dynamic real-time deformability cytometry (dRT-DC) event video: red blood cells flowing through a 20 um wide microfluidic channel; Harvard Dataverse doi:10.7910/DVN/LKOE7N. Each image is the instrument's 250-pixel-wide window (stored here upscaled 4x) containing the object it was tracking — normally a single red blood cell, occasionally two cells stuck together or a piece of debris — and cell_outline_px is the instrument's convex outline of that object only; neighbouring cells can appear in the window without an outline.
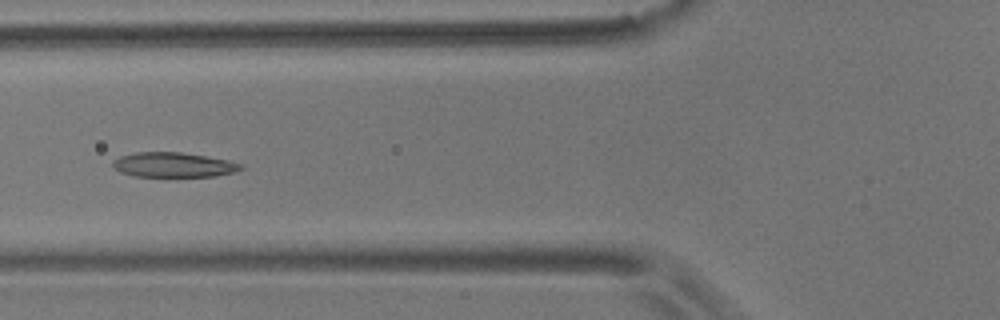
{"species": "common noctule bat (a hibernating species)", "species_latin": "Nyctalus noctula", "temperature_condition": "room temperature", "stored_images_in_passage": 8, "camera_frame_rate_fps": 3000, "um_per_image_px": 0.085, "animal": {"sex": "male", "body_mass_g": 17.9}, "frame": {"image": 1, "passage_image": 4, "time_ms": 3.667, "image_size_px": [1000, 320], "cell_outline_px": [[244, 168], [232, 172], [216, 176], [132, 176], [120, 172], [112, 168], [112, 160], [120, 156], [136, 152], [180, 152], [228, 160], [244, 164]], "centroid_in_image_um": [14.7, 14.01], "position_along_channel_um": 111.1, "area_um2": 18.5}}
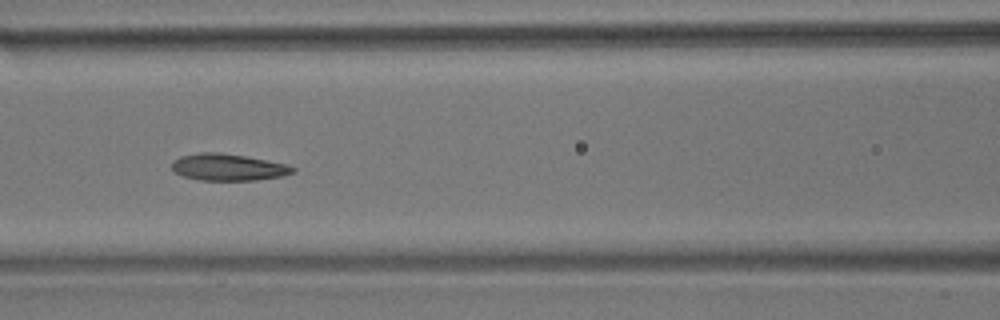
{"frame": {"image": 2, "passage_image": 5, "time_ms": 4.667, "image_size_px": [1000, 320], "cell_outline_px": [[296, 172], [284, 176], [256, 180], [200, 180], [184, 176], [176, 172], [172, 168], [172, 160], [180, 156], [200, 152], [220, 152], [244, 156], [288, 164], [296, 168]], "centroid_in_image_um": [19.42, 14.21], "position_along_channel_um": 147.2, "area_um2": 18.96}}
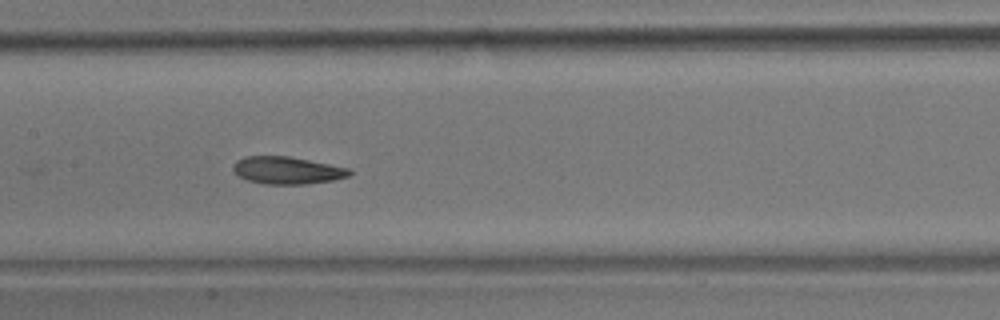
{"frame": {"image": 3, "passage_image": 6, "time_ms": 5.667, "image_size_px": [1000, 320], "cell_outline_px": [[352, 172], [348, 176], [332, 180], [304, 184], [264, 184], [248, 180], [236, 176], [232, 168], [232, 164], [236, 160], [244, 156], [288, 156], [348, 168]], "centroid_in_image_um": [24.32, 14.48], "position_along_channel_um": 183.1, "area_um2": 18.5}}